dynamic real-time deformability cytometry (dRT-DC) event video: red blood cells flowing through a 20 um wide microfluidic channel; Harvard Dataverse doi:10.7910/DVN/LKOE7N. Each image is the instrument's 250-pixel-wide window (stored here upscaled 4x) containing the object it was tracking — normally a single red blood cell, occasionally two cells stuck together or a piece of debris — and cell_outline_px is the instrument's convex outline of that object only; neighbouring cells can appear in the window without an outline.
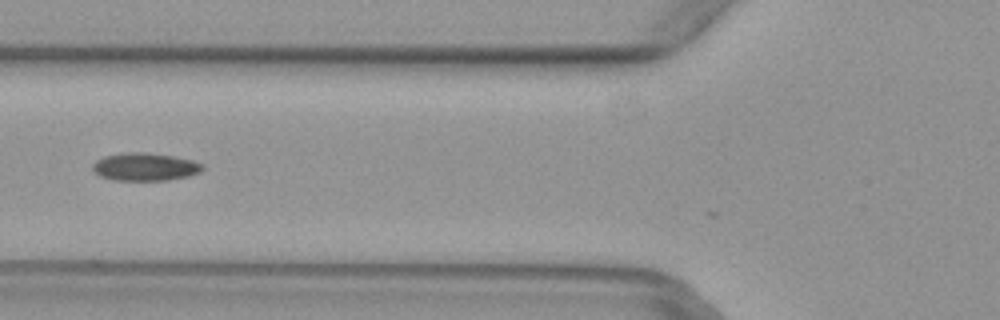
{"species": "common noctule bat (a hibernating species)", "species_latin": "Nyctalus noctula", "temperature_condition": "warm", "stored_images_in_passage": 6, "camera_frame_rate_fps": 3000, "um_per_image_px": 0.085, "animal": {"sex": "female", "body_mass_g": 29.2, "forearm_length_mm": 56.3}, "frame": {"image": 1, "passage_image": 5, "time_ms": 1.333, "image_size_px": [1000, 320], "cell_outline_px": [[204, 168], [200, 172], [188, 176], [168, 180], [112, 180], [100, 176], [92, 168], [92, 164], [96, 160], [104, 156], [128, 152], [144, 152], [172, 156], [192, 160], [204, 164]], "centroid_in_image_um": [12.33, 14.18], "position_along_channel_um": 113.5, "area_um2": 17.8}}